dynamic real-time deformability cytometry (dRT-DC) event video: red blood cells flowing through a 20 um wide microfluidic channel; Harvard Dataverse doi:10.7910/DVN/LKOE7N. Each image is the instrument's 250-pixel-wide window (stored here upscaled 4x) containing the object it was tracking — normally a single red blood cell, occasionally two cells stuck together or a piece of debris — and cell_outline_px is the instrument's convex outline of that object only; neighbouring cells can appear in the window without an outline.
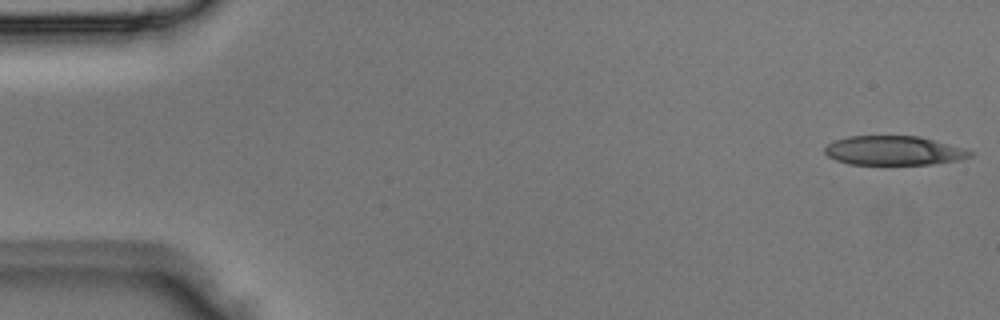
{"species": "Egyptian fruit bat (a non-hibernating species)", "species_latin": "Rousettus aegyptiacus", "temperature_condition": "room temperature", "stored_images_in_passage": 3, "camera_frame_rate_fps": 3000, "um_per_image_px": 0.085, "animal": {"sex": "male"}, "frame": {"image": 1, "passage_image": 1, "time_ms": 0.0, "image_size_px": [1000, 320], "cell_outline_px": [[972, 156], [960, 160], [932, 164], [848, 164], [836, 160], [828, 156], [824, 152], [824, 148], [828, 144], [836, 140], [848, 136], [920, 136], [964, 148], [972, 152]], "centroid_in_image_um": [75.97, 12.8], "position_along_channel_um": 9.0, "area_um2": 24.68}}